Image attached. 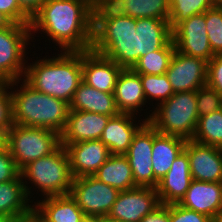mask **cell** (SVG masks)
Returning <instances> with one entry per match:
<instances>
[{"label":"cell","mask_w":222,"mask_h":222,"mask_svg":"<svg viewBox=\"0 0 222 222\" xmlns=\"http://www.w3.org/2000/svg\"><path fill=\"white\" fill-rule=\"evenodd\" d=\"M192 180L189 157L183 150L157 186L160 203L164 205L180 203Z\"/></svg>","instance_id":"d6986e66"},{"label":"cell","mask_w":222,"mask_h":222,"mask_svg":"<svg viewBox=\"0 0 222 222\" xmlns=\"http://www.w3.org/2000/svg\"><path fill=\"white\" fill-rule=\"evenodd\" d=\"M160 204L157 188L137 186L119 192L108 216L124 222H140Z\"/></svg>","instance_id":"4fadbf2b"},{"label":"cell","mask_w":222,"mask_h":222,"mask_svg":"<svg viewBox=\"0 0 222 222\" xmlns=\"http://www.w3.org/2000/svg\"><path fill=\"white\" fill-rule=\"evenodd\" d=\"M13 222H42L41 217L33 210L27 215L14 218Z\"/></svg>","instance_id":"7bdbcfd3"},{"label":"cell","mask_w":222,"mask_h":222,"mask_svg":"<svg viewBox=\"0 0 222 222\" xmlns=\"http://www.w3.org/2000/svg\"><path fill=\"white\" fill-rule=\"evenodd\" d=\"M111 116L85 111L69 110L67 123L61 137V144L98 140Z\"/></svg>","instance_id":"e0dca14e"},{"label":"cell","mask_w":222,"mask_h":222,"mask_svg":"<svg viewBox=\"0 0 222 222\" xmlns=\"http://www.w3.org/2000/svg\"><path fill=\"white\" fill-rule=\"evenodd\" d=\"M61 146L60 134L46 128L13 125L6 133V148L18 169L52 154Z\"/></svg>","instance_id":"52a82bcc"},{"label":"cell","mask_w":222,"mask_h":222,"mask_svg":"<svg viewBox=\"0 0 222 222\" xmlns=\"http://www.w3.org/2000/svg\"><path fill=\"white\" fill-rule=\"evenodd\" d=\"M69 109L98 113L111 117L120 113L113 93L99 91L96 88L86 85L83 81L74 92L73 98L69 103Z\"/></svg>","instance_id":"603a6c76"},{"label":"cell","mask_w":222,"mask_h":222,"mask_svg":"<svg viewBox=\"0 0 222 222\" xmlns=\"http://www.w3.org/2000/svg\"><path fill=\"white\" fill-rule=\"evenodd\" d=\"M215 6V0H170L168 21L171 30L192 15L204 13Z\"/></svg>","instance_id":"1f68e13d"},{"label":"cell","mask_w":222,"mask_h":222,"mask_svg":"<svg viewBox=\"0 0 222 222\" xmlns=\"http://www.w3.org/2000/svg\"><path fill=\"white\" fill-rule=\"evenodd\" d=\"M179 204L212 218L222 210V182L192 180Z\"/></svg>","instance_id":"44dd1931"},{"label":"cell","mask_w":222,"mask_h":222,"mask_svg":"<svg viewBox=\"0 0 222 222\" xmlns=\"http://www.w3.org/2000/svg\"><path fill=\"white\" fill-rule=\"evenodd\" d=\"M153 140L154 127L146 122L133 136L128 151L124 154L132 169L136 186L157 188L159 184L152 170Z\"/></svg>","instance_id":"30bf717a"},{"label":"cell","mask_w":222,"mask_h":222,"mask_svg":"<svg viewBox=\"0 0 222 222\" xmlns=\"http://www.w3.org/2000/svg\"><path fill=\"white\" fill-rule=\"evenodd\" d=\"M13 125L10 82L0 81V131L6 134Z\"/></svg>","instance_id":"d590c367"},{"label":"cell","mask_w":222,"mask_h":222,"mask_svg":"<svg viewBox=\"0 0 222 222\" xmlns=\"http://www.w3.org/2000/svg\"><path fill=\"white\" fill-rule=\"evenodd\" d=\"M32 203L21 175L17 179L0 183V215L14 218L27 215L34 210Z\"/></svg>","instance_id":"d4e9b609"},{"label":"cell","mask_w":222,"mask_h":222,"mask_svg":"<svg viewBox=\"0 0 222 222\" xmlns=\"http://www.w3.org/2000/svg\"><path fill=\"white\" fill-rule=\"evenodd\" d=\"M170 222H211V218L177 203L170 204Z\"/></svg>","instance_id":"8d00e7d4"},{"label":"cell","mask_w":222,"mask_h":222,"mask_svg":"<svg viewBox=\"0 0 222 222\" xmlns=\"http://www.w3.org/2000/svg\"><path fill=\"white\" fill-rule=\"evenodd\" d=\"M128 5L126 16L134 19L157 18L168 20L170 0H125Z\"/></svg>","instance_id":"4dcf8cb0"},{"label":"cell","mask_w":222,"mask_h":222,"mask_svg":"<svg viewBox=\"0 0 222 222\" xmlns=\"http://www.w3.org/2000/svg\"><path fill=\"white\" fill-rule=\"evenodd\" d=\"M193 180L222 182V148L187 140L184 146Z\"/></svg>","instance_id":"5bb4252c"},{"label":"cell","mask_w":222,"mask_h":222,"mask_svg":"<svg viewBox=\"0 0 222 222\" xmlns=\"http://www.w3.org/2000/svg\"><path fill=\"white\" fill-rule=\"evenodd\" d=\"M13 22L2 12H0V30L10 26Z\"/></svg>","instance_id":"ee69618b"},{"label":"cell","mask_w":222,"mask_h":222,"mask_svg":"<svg viewBox=\"0 0 222 222\" xmlns=\"http://www.w3.org/2000/svg\"><path fill=\"white\" fill-rule=\"evenodd\" d=\"M140 78L143 86V91L146 97V101L147 103L149 102V104L152 105L151 107L152 110H149L148 113L147 111H145L147 116L144 115L145 117H143L148 122L149 119L151 118L153 109L159 104L168 100L174 94V91L165 74L163 75L140 74ZM153 101H156L155 106L153 105L154 104Z\"/></svg>","instance_id":"f1b7e54d"},{"label":"cell","mask_w":222,"mask_h":222,"mask_svg":"<svg viewBox=\"0 0 222 222\" xmlns=\"http://www.w3.org/2000/svg\"><path fill=\"white\" fill-rule=\"evenodd\" d=\"M13 220H14V217L0 215V222H13Z\"/></svg>","instance_id":"681fc988"},{"label":"cell","mask_w":222,"mask_h":222,"mask_svg":"<svg viewBox=\"0 0 222 222\" xmlns=\"http://www.w3.org/2000/svg\"><path fill=\"white\" fill-rule=\"evenodd\" d=\"M81 222H99V217L94 216H84Z\"/></svg>","instance_id":"7dc6e473"},{"label":"cell","mask_w":222,"mask_h":222,"mask_svg":"<svg viewBox=\"0 0 222 222\" xmlns=\"http://www.w3.org/2000/svg\"><path fill=\"white\" fill-rule=\"evenodd\" d=\"M30 40V25L12 23L0 30V81L11 82L24 78Z\"/></svg>","instance_id":"ba28073f"},{"label":"cell","mask_w":222,"mask_h":222,"mask_svg":"<svg viewBox=\"0 0 222 222\" xmlns=\"http://www.w3.org/2000/svg\"><path fill=\"white\" fill-rule=\"evenodd\" d=\"M37 200L34 202V211L42 222H81L85 216L70 194Z\"/></svg>","instance_id":"7402d4cb"},{"label":"cell","mask_w":222,"mask_h":222,"mask_svg":"<svg viewBox=\"0 0 222 222\" xmlns=\"http://www.w3.org/2000/svg\"><path fill=\"white\" fill-rule=\"evenodd\" d=\"M125 0H91L92 20H114L126 16Z\"/></svg>","instance_id":"d6a6232c"},{"label":"cell","mask_w":222,"mask_h":222,"mask_svg":"<svg viewBox=\"0 0 222 222\" xmlns=\"http://www.w3.org/2000/svg\"><path fill=\"white\" fill-rule=\"evenodd\" d=\"M208 61L183 54L175 49L165 72L175 92L196 91L207 84Z\"/></svg>","instance_id":"7c38bea8"},{"label":"cell","mask_w":222,"mask_h":222,"mask_svg":"<svg viewBox=\"0 0 222 222\" xmlns=\"http://www.w3.org/2000/svg\"><path fill=\"white\" fill-rule=\"evenodd\" d=\"M0 12L13 23L30 25L31 19L21 10L18 0H0Z\"/></svg>","instance_id":"ab89813d"},{"label":"cell","mask_w":222,"mask_h":222,"mask_svg":"<svg viewBox=\"0 0 222 222\" xmlns=\"http://www.w3.org/2000/svg\"><path fill=\"white\" fill-rule=\"evenodd\" d=\"M119 190L93 176H82L73 179L70 195L85 216H107L115 203Z\"/></svg>","instance_id":"9c48e42d"},{"label":"cell","mask_w":222,"mask_h":222,"mask_svg":"<svg viewBox=\"0 0 222 222\" xmlns=\"http://www.w3.org/2000/svg\"><path fill=\"white\" fill-rule=\"evenodd\" d=\"M91 50L132 69L140 59L139 19L122 16L114 20H92Z\"/></svg>","instance_id":"277c9868"},{"label":"cell","mask_w":222,"mask_h":222,"mask_svg":"<svg viewBox=\"0 0 222 222\" xmlns=\"http://www.w3.org/2000/svg\"><path fill=\"white\" fill-rule=\"evenodd\" d=\"M46 0H18L21 10L32 19Z\"/></svg>","instance_id":"b9f144b4"},{"label":"cell","mask_w":222,"mask_h":222,"mask_svg":"<svg viewBox=\"0 0 222 222\" xmlns=\"http://www.w3.org/2000/svg\"><path fill=\"white\" fill-rule=\"evenodd\" d=\"M123 70L116 62L92 50L82 51V81L99 91L114 93L115 85Z\"/></svg>","instance_id":"2e32d148"},{"label":"cell","mask_w":222,"mask_h":222,"mask_svg":"<svg viewBox=\"0 0 222 222\" xmlns=\"http://www.w3.org/2000/svg\"><path fill=\"white\" fill-rule=\"evenodd\" d=\"M175 52V44L171 41L157 51L141 56L132 70L137 74L163 75L167 71Z\"/></svg>","instance_id":"83f0119b"},{"label":"cell","mask_w":222,"mask_h":222,"mask_svg":"<svg viewBox=\"0 0 222 222\" xmlns=\"http://www.w3.org/2000/svg\"><path fill=\"white\" fill-rule=\"evenodd\" d=\"M196 97L199 117L222 109V95L207 85L196 90Z\"/></svg>","instance_id":"e575fe53"},{"label":"cell","mask_w":222,"mask_h":222,"mask_svg":"<svg viewBox=\"0 0 222 222\" xmlns=\"http://www.w3.org/2000/svg\"><path fill=\"white\" fill-rule=\"evenodd\" d=\"M20 176L10 151L5 147L0 151V183L17 179Z\"/></svg>","instance_id":"74e56055"},{"label":"cell","mask_w":222,"mask_h":222,"mask_svg":"<svg viewBox=\"0 0 222 222\" xmlns=\"http://www.w3.org/2000/svg\"><path fill=\"white\" fill-rule=\"evenodd\" d=\"M20 175L32 202L36 198L33 195H37L38 192H41L39 194H42V198L70 194L74 179L67 151L62 145L52 154L26 165L20 171ZM33 188L34 193H32ZM35 189L39 191L36 192Z\"/></svg>","instance_id":"5b68a950"},{"label":"cell","mask_w":222,"mask_h":222,"mask_svg":"<svg viewBox=\"0 0 222 222\" xmlns=\"http://www.w3.org/2000/svg\"><path fill=\"white\" fill-rule=\"evenodd\" d=\"M93 177L119 191L137 187L125 155L111 154L108 160L93 174Z\"/></svg>","instance_id":"484cf974"},{"label":"cell","mask_w":222,"mask_h":222,"mask_svg":"<svg viewBox=\"0 0 222 222\" xmlns=\"http://www.w3.org/2000/svg\"><path fill=\"white\" fill-rule=\"evenodd\" d=\"M146 122L136 115L119 113L110 117L100 140L109 149L110 154L124 155L128 151L133 136Z\"/></svg>","instance_id":"ac0fdd59"},{"label":"cell","mask_w":222,"mask_h":222,"mask_svg":"<svg viewBox=\"0 0 222 222\" xmlns=\"http://www.w3.org/2000/svg\"><path fill=\"white\" fill-rule=\"evenodd\" d=\"M140 222H170V205L160 204L153 212L146 214Z\"/></svg>","instance_id":"60d3db41"},{"label":"cell","mask_w":222,"mask_h":222,"mask_svg":"<svg viewBox=\"0 0 222 222\" xmlns=\"http://www.w3.org/2000/svg\"><path fill=\"white\" fill-rule=\"evenodd\" d=\"M196 91L175 92L153 109L149 123L159 132L191 140L199 115Z\"/></svg>","instance_id":"8992f818"},{"label":"cell","mask_w":222,"mask_h":222,"mask_svg":"<svg viewBox=\"0 0 222 222\" xmlns=\"http://www.w3.org/2000/svg\"><path fill=\"white\" fill-rule=\"evenodd\" d=\"M99 222H124V221L110 218V217L107 215V216L99 217Z\"/></svg>","instance_id":"bcb514c9"},{"label":"cell","mask_w":222,"mask_h":222,"mask_svg":"<svg viewBox=\"0 0 222 222\" xmlns=\"http://www.w3.org/2000/svg\"><path fill=\"white\" fill-rule=\"evenodd\" d=\"M113 94L120 113L140 117L141 111L148 110L140 74L135 73L132 69H123L121 71ZM144 107L146 109H143Z\"/></svg>","instance_id":"ffe728a7"},{"label":"cell","mask_w":222,"mask_h":222,"mask_svg":"<svg viewBox=\"0 0 222 222\" xmlns=\"http://www.w3.org/2000/svg\"><path fill=\"white\" fill-rule=\"evenodd\" d=\"M206 85L222 95V54H215L208 62Z\"/></svg>","instance_id":"f35d334b"},{"label":"cell","mask_w":222,"mask_h":222,"mask_svg":"<svg viewBox=\"0 0 222 222\" xmlns=\"http://www.w3.org/2000/svg\"><path fill=\"white\" fill-rule=\"evenodd\" d=\"M10 91L15 125L46 128L62 134L70 110L69 103L35 90L23 78L11 81Z\"/></svg>","instance_id":"3957f363"},{"label":"cell","mask_w":222,"mask_h":222,"mask_svg":"<svg viewBox=\"0 0 222 222\" xmlns=\"http://www.w3.org/2000/svg\"><path fill=\"white\" fill-rule=\"evenodd\" d=\"M6 147V134L0 131V151Z\"/></svg>","instance_id":"f6af8a7d"},{"label":"cell","mask_w":222,"mask_h":222,"mask_svg":"<svg viewBox=\"0 0 222 222\" xmlns=\"http://www.w3.org/2000/svg\"><path fill=\"white\" fill-rule=\"evenodd\" d=\"M52 55L55 56L45 55L42 59L37 56L34 62L27 63L23 79L35 90L70 103L82 82V51Z\"/></svg>","instance_id":"7a4b0ae2"},{"label":"cell","mask_w":222,"mask_h":222,"mask_svg":"<svg viewBox=\"0 0 222 222\" xmlns=\"http://www.w3.org/2000/svg\"><path fill=\"white\" fill-rule=\"evenodd\" d=\"M211 222H222V210L211 218Z\"/></svg>","instance_id":"c3c4849f"},{"label":"cell","mask_w":222,"mask_h":222,"mask_svg":"<svg viewBox=\"0 0 222 222\" xmlns=\"http://www.w3.org/2000/svg\"><path fill=\"white\" fill-rule=\"evenodd\" d=\"M30 31L31 42L34 33L43 32L60 51L91 50V0H46L31 19Z\"/></svg>","instance_id":"6da1fadb"},{"label":"cell","mask_w":222,"mask_h":222,"mask_svg":"<svg viewBox=\"0 0 222 222\" xmlns=\"http://www.w3.org/2000/svg\"><path fill=\"white\" fill-rule=\"evenodd\" d=\"M215 4H216L217 7L222 8V0H215Z\"/></svg>","instance_id":"f907efd6"},{"label":"cell","mask_w":222,"mask_h":222,"mask_svg":"<svg viewBox=\"0 0 222 222\" xmlns=\"http://www.w3.org/2000/svg\"><path fill=\"white\" fill-rule=\"evenodd\" d=\"M61 145L67 151L74 178L93 176L111 155L109 149L100 139Z\"/></svg>","instance_id":"9a60e30c"},{"label":"cell","mask_w":222,"mask_h":222,"mask_svg":"<svg viewBox=\"0 0 222 222\" xmlns=\"http://www.w3.org/2000/svg\"><path fill=\"white\" fill-rule=\"evenodd\" d=\"M206 30L210 47L214 54H222V8L206 10Z\"/></svg>","instance_id":"836d02e7"},{"label":"cell","mask_w":222,"mask_h":222,"mask_svg":"<svg viewBox=\"0 0 222 222\" xmlns=\"http://www.w3.org/2000/svg\"><path fill=\"white\" fill-rule=\"evenodd\" d=\"M186 139L159 133L154 128L152 147V170L160 182L170 170L175 159L182 153Z\"/></svg>","instance_id":"cb8c5ba5"},{"label":"cell","mask_w":222,"mask_h":222,"mask_svg":"<svg viewBox=\"0 0 222 222\" xmlns=\"http://www.w3.org/2000/svg\"><path fill=\"white\" fill-rule=\"evenodd\" d=\"M192 140L222 148V109L199 117Z\"/></svg>","instance_id":"f546056e"},{"label":"cell","mask_w":222,"mask_h":222,"mask_svg":"<svg viewBox=\"0 0 222 222\" xmlns=\"http://www.w3.org/2000/svg\"><path fill=\"white\" fill-rule=\"evenodd\" d=\"M175 49L183 54L210 61L215 55L206 30V11L192 15L172 30Z\"/></svg>","instance_id":"8fae6325"},{"label":"cell","mask_w":222,"mask_h":222,"mask_svg":"<svg viewBox=\"0 0 222 222\" xmlns=\"http://www.w3.org/2000/svg\"><path fill=\"white\" fill-rule=\"evenodd\" d=\"M172 41V30L168 20L157 18L139 19L140 57L157 51Z\"/></svg>","instance_id":"4316f807"}]
</instances>
